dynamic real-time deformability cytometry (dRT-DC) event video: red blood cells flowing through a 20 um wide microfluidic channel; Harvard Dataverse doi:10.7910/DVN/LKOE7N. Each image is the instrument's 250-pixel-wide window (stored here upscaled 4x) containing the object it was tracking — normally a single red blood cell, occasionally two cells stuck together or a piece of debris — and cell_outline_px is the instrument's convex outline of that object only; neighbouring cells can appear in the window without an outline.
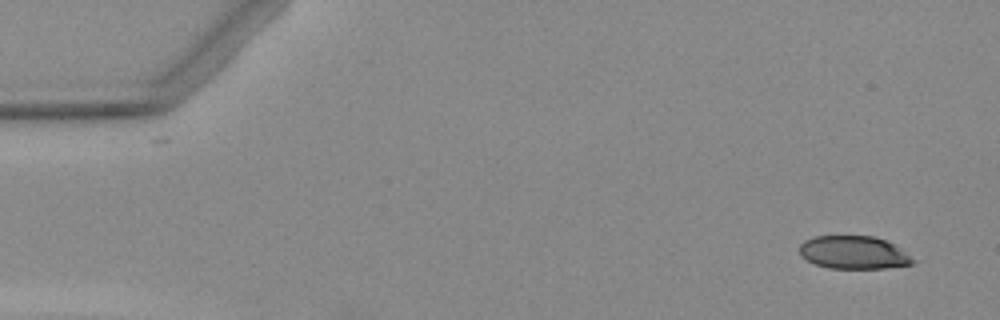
{"species": "Egyptian fruit bat (a non-hibernating species)", "species_latin": "Rousettus aegyptiacus", "temperature_condition": "warm", "stored_images_in_passage": 2, "camera_frame_rate_fps": 3000, "um_per_image_px": 0.085, "animal": {"sex": "female"}, "frame": {"image": 1, "passage_image": 2, "time_ms": 1.333, "image_size_px": [1000, 320], "cell_outline_px": [[920, 260], [916, 264], [884, 268], [828, 268], [816, 264], [800, 256], [800, 244], [804, 240], [816, 236], [876, 236], [892, 244]], "centroid_in_image_um": [72.62, 21.47], "position_along_channel_um": 12.4, "area_um2": 21.96}}